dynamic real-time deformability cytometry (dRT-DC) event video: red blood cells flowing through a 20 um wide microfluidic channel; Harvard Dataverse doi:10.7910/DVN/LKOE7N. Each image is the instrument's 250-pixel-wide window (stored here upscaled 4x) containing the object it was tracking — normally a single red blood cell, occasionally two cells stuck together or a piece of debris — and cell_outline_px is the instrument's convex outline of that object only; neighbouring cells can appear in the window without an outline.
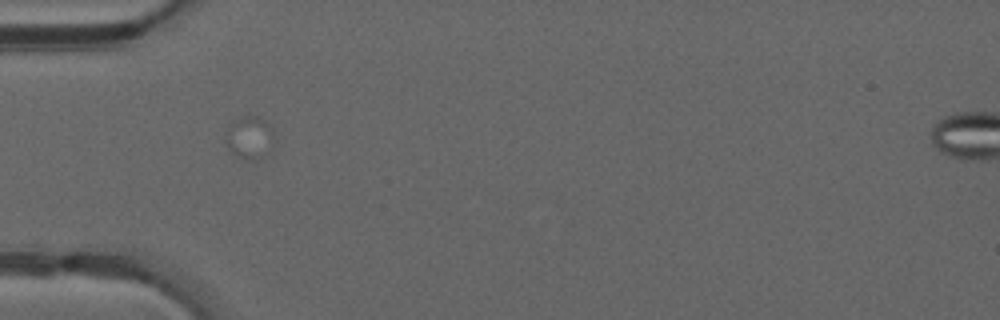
{"species": "common noctule bat (a hibernating species)", "species_latin": "Nyctalus noctula", "temperature_condition": "warm", "stored_images_in_passage": 6, "camera_frame_rate_fps": 3000, "um_per_image_px": 0.085, "animal": {"sex": "male", "forearm_length_mm": 52.5}, "frame": {"image": 1, "passage_image": 1, "time_ms": 0.0, "image_size_px": [1000, 320], "cell_outline_px": [[276, 140], [264, 156], [256, 160], [252, 160], [236, 156], [228, 148], [228, 124], [232, 120], [240, 116], [256, 116], [264, 120], [272, 128]], "centroid_in_image_um": [21.25, 11.67], "position_along_channel_um": 63.7, "area_um2": 12.02}}